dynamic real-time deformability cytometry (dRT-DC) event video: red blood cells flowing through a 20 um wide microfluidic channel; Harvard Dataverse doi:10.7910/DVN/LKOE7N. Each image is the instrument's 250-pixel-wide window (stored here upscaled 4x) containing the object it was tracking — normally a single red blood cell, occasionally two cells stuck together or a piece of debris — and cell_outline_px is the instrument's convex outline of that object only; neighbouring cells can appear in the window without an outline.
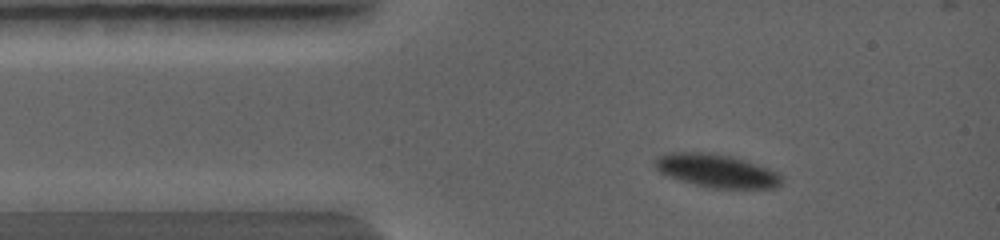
{"species": "common noctule bat (a hibernating species)", "species_latin": "Nyctalus noctula", "temperature_condition": "warm", "stored_images_in_passage": 49, "camera_frame_rate_fps": 5000, "um_per_image_px": 0.085, "animal": {"sex": "female", "body_mass_g": 19.0, "forearm_length_mm": 56.7}, "frame": {"image": 1, "passage_image": 7, "time_ms": 1.2, "image_size_px": [1000, 240], "cell_outline_px": [[780, 184], [772, 188], [708, 188], [680, 180], [668, 176], [660, 172], [656, 168], [656, 164], [660, 160], [668, 156], [704, 156], [724, 160], [740, 164], [768, 172], [776, 176]], "centroid_in_image_um": [60.81, 14.7], "position_along_channel_um": 24.2, "area_um2": 20.11}}
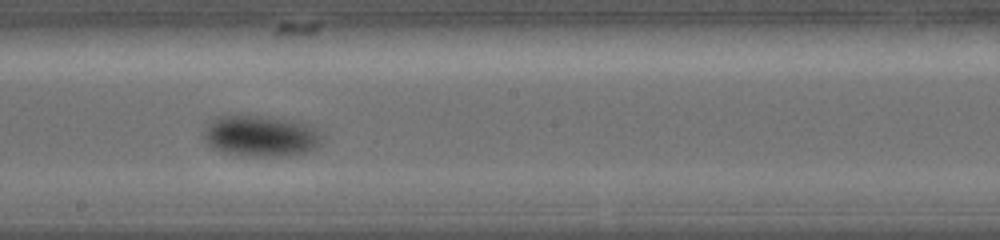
{"frame": {"image": 2, "passage_image": 28, "time_ms": 5.6, "image_size_px": [1000, 240], "cell_outline_px": [[320, 144], [316, 148], [308, 152], [296, 156], [244, 156], [224, 152], [212, 148], [208, 144], [208, 128], [220, 116], [240, 116], [268, 120], [288, 124], [308, 132], [320, 140]], "centroid_in_image_um": [22.03, 11.69], "position_along_channel_um": 226.2, "area_um2": 25.2}}
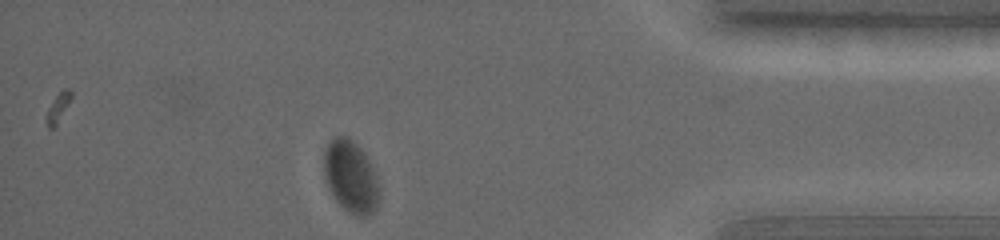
{"frame": {"image": 3, "passage_image": 47, "time_ms": 9.6, "image_size_px": [1000, 240], "cell_outline_px": [[376, 204], [372, 212], [368, 216], [364, 216], [352, 212], [336, 196], [328, 180], [328, 148], [332, 140], [348, 140], [356, 152], [372, 184], [376, 196]], "centroid_in_image_um": [29.76, 15.18], "position_along_channel_um": 405.4, "area_um2": 17.74}}